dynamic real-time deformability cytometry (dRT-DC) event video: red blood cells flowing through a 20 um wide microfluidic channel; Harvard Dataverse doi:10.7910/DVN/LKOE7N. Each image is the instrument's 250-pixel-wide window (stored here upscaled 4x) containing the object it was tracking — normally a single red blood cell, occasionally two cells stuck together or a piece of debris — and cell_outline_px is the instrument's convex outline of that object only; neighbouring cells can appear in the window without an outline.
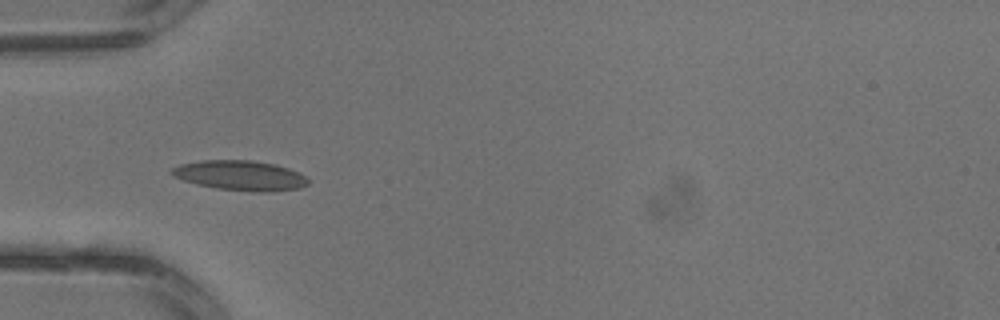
{"species": "common noctule bat (a hibernating species)", "species_latin": "Nyctalus noctula", "temperature_condition": "warm", "stored_images_in_passage": 3, "camera_frame_rate_fps": 3000, "um_per_image_px": 0.085, "animal": {"sex": "male", "body_mass_g": 13.3}, "frame": {"image": 1, "passage_image": 3, "time_ms": 0.667, "image_size_px": [1000, 320], "cell_outline_px": [[308, 184], [300, 188], [260, 192], [216, 188], [196, 184], [172, 176], [168, 172], [172, 168], [180, 164], [200, 160], [252, 160], [276, 164], [288, 168], [304, 176], [308, 180]], "centroid_in_image_um": [20.37, 14.9], "position_along_channel_um": 64.6, "area_um2": 23.64}}